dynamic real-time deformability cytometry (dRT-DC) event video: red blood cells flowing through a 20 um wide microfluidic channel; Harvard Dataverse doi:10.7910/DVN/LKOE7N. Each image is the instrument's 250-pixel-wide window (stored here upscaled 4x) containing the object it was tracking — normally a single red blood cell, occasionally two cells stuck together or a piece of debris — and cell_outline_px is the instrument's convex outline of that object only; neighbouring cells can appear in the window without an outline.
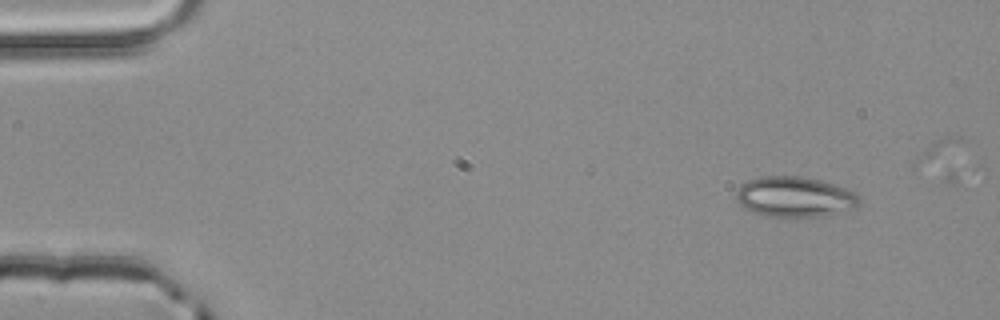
{"species": "common noctule bat (a hibernating species)", "species_latin": "Nyctalus noctula", "temperature_condition": "room temperature", "stored_images_in_passage": 3, "camera_frame_rate_fps": 3000, "um_per_image_px": 0.085, "animal": {"sex": "male", "body_mass_g": 20.4}, "frame": {"image": 1, "passage_image": 3, "time_ms": 0.667, "image_size_px": [1000, 320], "cell_outline_px": [[860, 204], [856, 208], [824, 216], [764, 216], [752, 212], [740, 204], [736, 200], [736, 192], [740, 184], [748, 180], [760, 176], [800, 176], [820, 180], [856, 192], [860, 196]], "centroid_in_image_um": [67.55, 16.73], "position_along_channel_um": 17.4, "area_um2": 29.07}}